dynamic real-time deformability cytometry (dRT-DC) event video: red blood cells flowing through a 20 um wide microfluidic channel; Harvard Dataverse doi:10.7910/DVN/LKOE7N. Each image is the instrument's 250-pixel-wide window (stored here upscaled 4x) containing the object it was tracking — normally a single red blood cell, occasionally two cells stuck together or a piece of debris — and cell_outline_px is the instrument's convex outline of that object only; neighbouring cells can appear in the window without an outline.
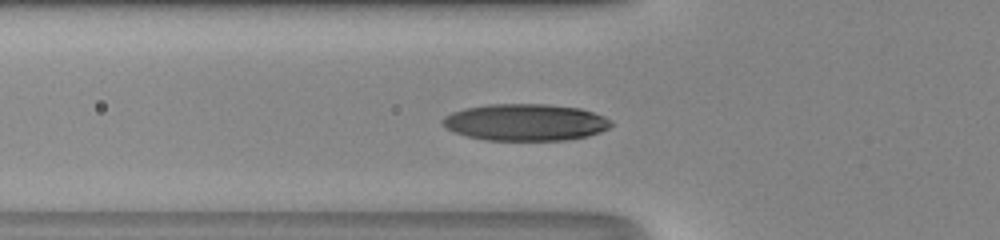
{"species": "human", "species_latin": "Homo sapiens", "temperature_condition": "room temperature", "stored_images_in_passage": 47, "camera_frame_rate_fps": 3000, "um_per_image_px": 0.085, "donor": {"sex": "male"}, "frame": {"image": 1, "passage_image": 14, "time_ms": 4.333, "image_size_px": [1000, 240], "cell_outline_px": [[612, 124], [608, 128], [600, 132], [588, 136], [564, 140], [484, 140], [468, 136], [456, 132], [440, 124], [440, 120], [444, 116], [452, 112], [464, 108], [488, 104], [548, 104], [580, 108], [604, 116], [612, 120]], "centroid_in_image_um": [44.65, 10.39], "position_along_channel_um": 81.2, "area_um2": 36.24}}
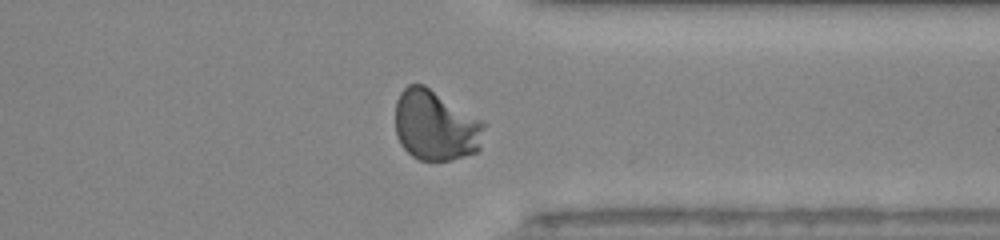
{"frame": {"image": 2, "passage_image": 35, "time_ms": 11.333, "image_size_px": [1000, 240], "cell_outline_px": [[488, 124], [480, 148], [476, 152], [452, 160], [420, 160], [412, 156], [400, 144], [396, 132], [396, 100], [400, 92], [408, 84], [424, 84], [484, 120]], "centroid_in_image_um": [37.07, 10.66], "position_along_channel_um": 374.3, "area_um2": 37.05}}
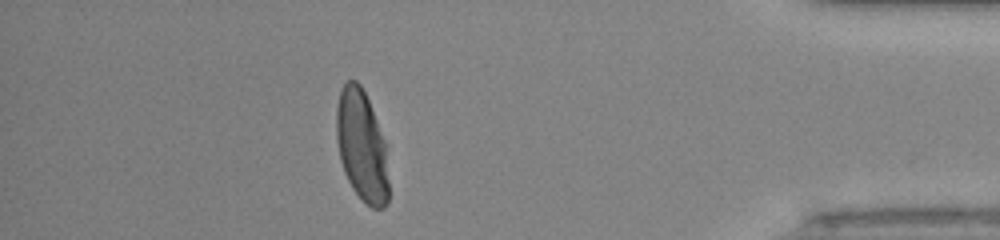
{"frame": {"image": 3, "passage_image": 40, "time_ms": 13.0, "image_size_px": [1000, 240], "cell_outline_px": [[388, 204], [384, 208], [372, 208], [352, 188], [344, 172], [340, 160], [336, 140], [336, 108], [340, 92], [344, 84], [348, 80], [356, 80], [360, 84], [368, 100], [384, 140], [388, 180]], "centroid_in_image_um": [30.73, 12.4], "position_along_channel_um": 404.5, "area_um2": 33.52}, "authors_computed_cell_mechanics": {"area_um2": 34.5066, "velocity_mm_per_s": 4.2287, "shape_relaxation_time_tau1_ms": 3.493, "shape_relaxation_time_tau2_ms": null, "deformation_change_tau1": 0.1846, "deformation_change_tau2": null}}